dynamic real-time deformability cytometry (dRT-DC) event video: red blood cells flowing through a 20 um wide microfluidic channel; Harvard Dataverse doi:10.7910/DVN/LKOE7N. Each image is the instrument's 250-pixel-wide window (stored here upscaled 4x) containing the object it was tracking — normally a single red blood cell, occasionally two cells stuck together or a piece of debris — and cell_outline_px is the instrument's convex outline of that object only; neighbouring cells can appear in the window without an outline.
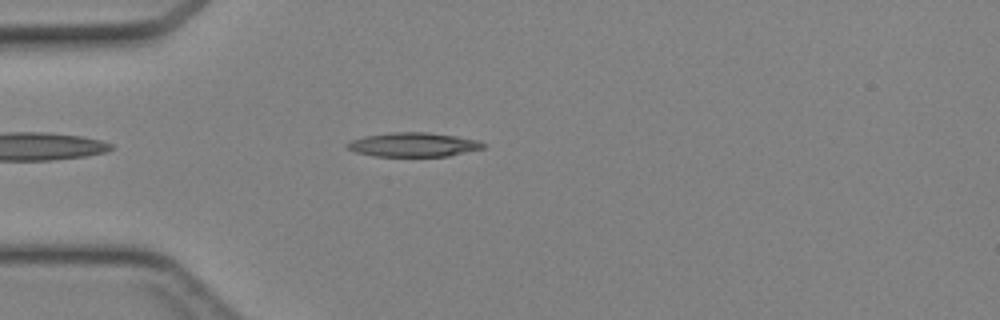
{"species": "Egyptian fruit bat (a non-hibernating species)", "species_latin": "Rousettus aegyptiacus", "temperature_condition": "cold", "stored_images_in_passage": 37, "camera_frame_rate_fps": 3000, "um_per_image_px": 0.085, "animal": {"sex": "female"}, "frame": {"image": 1, "passage_image": 5, "time_ms": 1.333, "image_size_px": [1000, 320], "cell_outline_px": [[488, 144], [484, 148], [448, 156], [372, 156], [356, 152], [348, 148], [344, 144], [352, 140], [364, 136], [392, 132], [424, 132], [456, 136], [476, 140]], "centroid_in_image_um": [35.13, 12.29], "position_along_channel_um": 49.9, "area_um2": 19.07}}
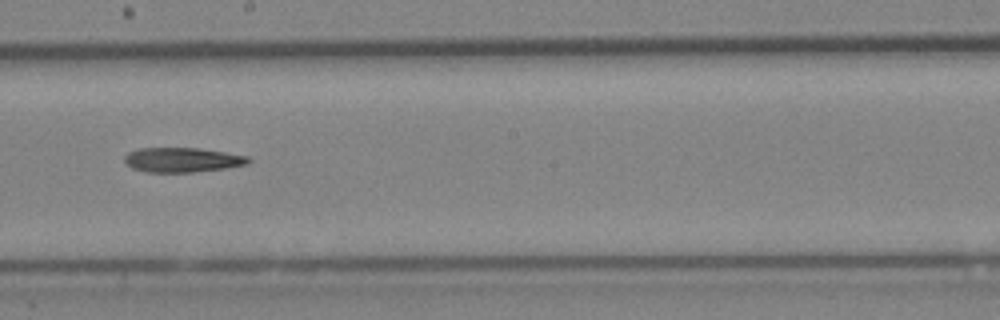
{"frame": {"image": 2, "passage_image": 18, "time_ms": 5.667, "image_size_px": [1000, 320], "cell_outline_px": [[252, 160], [248, 164], [228, 168], [192, 172], [148, 172], [132, 168], [124, 160], [124, 156], [128, 152], [136, 148], [200, 148], [248, 156]], "centroid_in_image_um": [15.51, 13.58], "position_along_channel_um": 232.7, "area_um2": 17.86}}
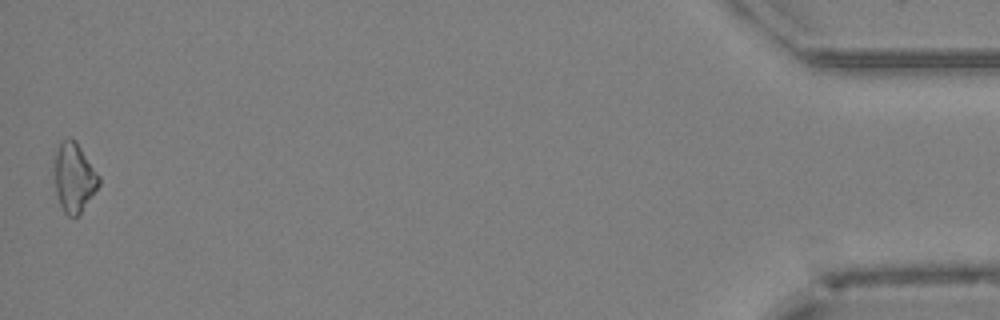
{"frame": {"image": 3, "passage_image": 37, "time_ms": 12.0, "image_size_px": [1000, 320], "cell_outline_px": [[100, 184], [80, 212], [76, 216], [68, 216], [64, 212], [60, 204], [56, 192], [52, 172], [52, 156], [60, 140], [68, 136], [76, 140], [100, 176]], "centroid_in_image_um": [6.23, 14.99], "position_along_channel_um": 429.0, "area_um2": 18.55}}